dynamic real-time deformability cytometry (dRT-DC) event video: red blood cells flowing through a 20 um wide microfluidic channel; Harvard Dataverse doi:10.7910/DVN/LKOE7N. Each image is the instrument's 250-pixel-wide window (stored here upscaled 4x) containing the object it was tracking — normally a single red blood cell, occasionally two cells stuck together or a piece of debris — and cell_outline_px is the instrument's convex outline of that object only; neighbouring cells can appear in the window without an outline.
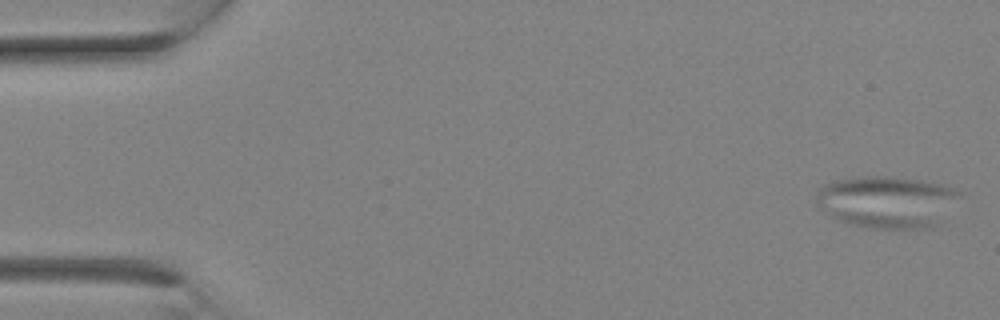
{"species": "Egyptian fruit bat (a non-hibernating species)", "species_latin": "Rousettus aegyptiacus", "temperature_condition": "room temperature", "stored_images_in_passage": 29, "camera_frame_rate_fps": 3000, "um_per_image_px": 0.085, "animal": {"sex": "female"}, "frame": {"image": 1, "passage_image": 1, "time_ms": 0.0, "image_size_px": [1000, 320], "cell_outline_px": [[964, 192], [940, 228], [872, 228], [848, 224], [836, 220], [820, 208], [816, 204], [816, 192], [824, 184], [836, 180], [864, 176], [888, 176], [920, 180], [944, 184]], "centroid_in_image_um": [75.48, 17.17], "position_along_channel_um": 9.5, "area_um2": 44.51}}
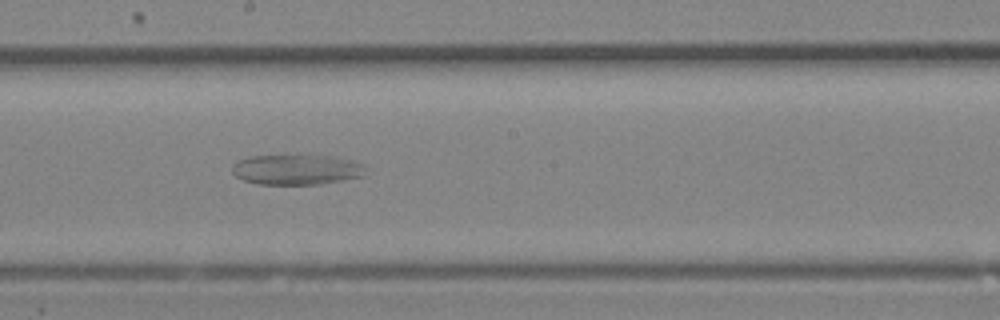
{"frame": {"image": 2, "passage_image": 16, "time_ms": 5.0, "image_size_px": [1000, 320], "cell_outline_px": [[364, 176], [320, 184], [256, 184], [244, 180], [236, 176], [232, 172], [232, 164], [248, 156], [336, 156], [364, 164]], "centroid_in_image_um": [25.2, 14.42], "position_along_channel_um": 223.0, "area_um2": 23.35}}
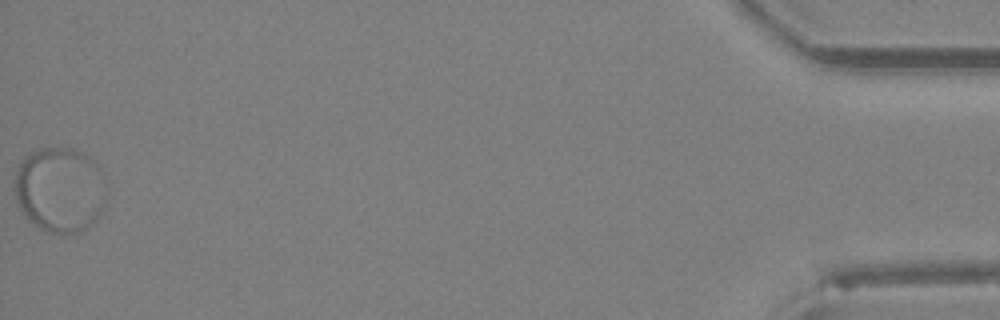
{"frame": {"image": 3, "passage_image": 29, "time_ms": 9.333, "image_size_px": [1000, 320], "cell_outline_px": [[104, 180], [100, 212], [96, 220], [88, 228], [64, 236], [56, 236], [44, 232], [28, 220], [24, 216], [16, 200], [16, 168], [20, 160], [28, 152], [40, 148], [76, 148], [88, 156], [104, 172]], "centroid_in_image_um": [5.05, 16.14], "position_along_channel_um": 430.2, "area_um2": 46.07}}